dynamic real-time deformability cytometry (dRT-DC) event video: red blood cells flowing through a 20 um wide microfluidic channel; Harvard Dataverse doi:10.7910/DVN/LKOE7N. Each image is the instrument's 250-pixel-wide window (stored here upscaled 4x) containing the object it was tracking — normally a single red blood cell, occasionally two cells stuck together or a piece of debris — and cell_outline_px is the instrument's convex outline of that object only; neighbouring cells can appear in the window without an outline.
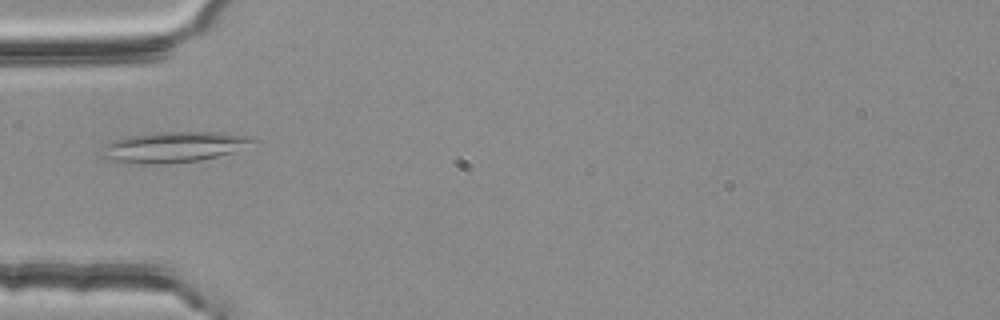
{"species": "common noctule bat (a hibernating species)", "species_latin": "Nyctalus noctula", "temperature_condition": "room temperature", "stored_images_in_passage": 4, "camera_frame_rate_fps": 3000, "um_per_image_px": 0.085, "animal": {"sex": "female", "body_mass_g": 25.1}, "frame": {"image": 1, "passage_image": 4, "time_ms": 1.0, "image_size_px": [1000, 320], "cell_outline_px": [[260, 140], [232, 152], [200, 160], [144, 164], [120, 164], [104, 160], [100, 156], [100, 152], [112, 140], [128, 136], [156, 132], [224, 132], [252, 136]], "centroid_in_image_um": [14.71, 12.49], "position_along_channel_um": 70.3, "area_um2": 27.22}}